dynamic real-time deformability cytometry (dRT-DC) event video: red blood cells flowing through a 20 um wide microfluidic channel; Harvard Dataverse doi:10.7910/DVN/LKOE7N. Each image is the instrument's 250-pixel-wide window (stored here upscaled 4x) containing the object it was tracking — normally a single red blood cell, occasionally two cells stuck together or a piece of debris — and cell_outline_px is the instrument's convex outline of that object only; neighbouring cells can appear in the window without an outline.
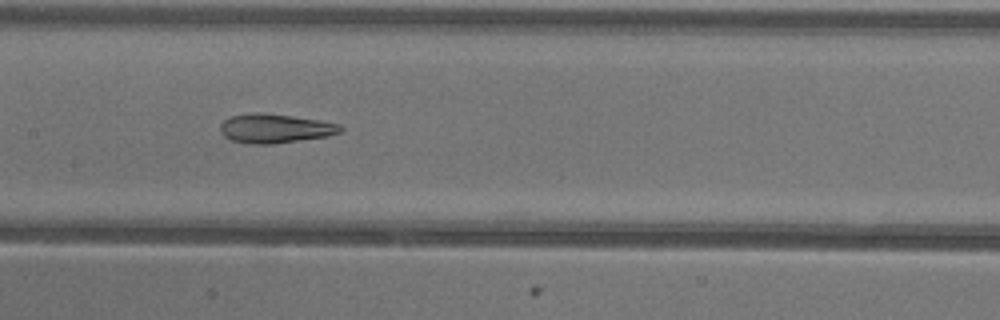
{"species": "common noctule bat (a hibernating species)", "species_latin": "Nyctalus noctula", "temperature_condition": "warm", "stored_images_in_passage": 39, "camera_frame_rate_fps": 3000, "um_per_image_px": 0.085, "animal": {"sex": "female"}, "frame": {"image": 1, "passage_image": 12, "time_ms": 3.667, "image_size_px": [1000, 320], "cell_outline_px": [[344, 128], [340, 132], [328, 136], [272, 144], [252, 144], [232, 140], [224, 136], [220, 132], [220, 124], [224, 120], [232, 116], [252, 112], [264, 112], [292, 116], [340, 124]], "centroid_in_image_um": [23.36, 10.91], "position_along_channel_um": 184.0, "area_um2": 20.35}, "authors_computed_cell_mechanics": {"area_um2": 21.2704, "velocity_mm_per_s": 3.9683, "shape_relaxation_time_tau1_ms": null, "shape_relaxation_time_tau2_ms": 2.8129, "deformation_change_tau1": null, "deformation_change_tau2": 0.1003}}